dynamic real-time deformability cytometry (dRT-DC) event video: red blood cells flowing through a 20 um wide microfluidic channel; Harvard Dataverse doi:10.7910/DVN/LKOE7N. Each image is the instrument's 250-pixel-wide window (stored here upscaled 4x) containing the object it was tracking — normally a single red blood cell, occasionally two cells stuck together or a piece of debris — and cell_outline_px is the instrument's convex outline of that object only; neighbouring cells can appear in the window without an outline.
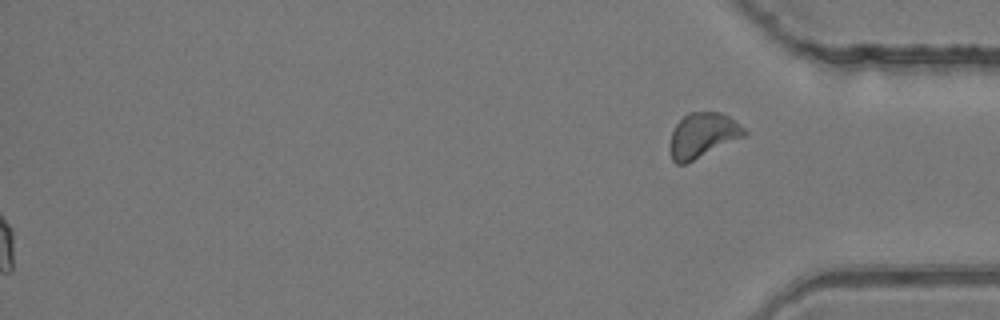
{"species": "common noctule bat (a hibernating species)", "species_latin": "Nyctalus noctula", "temperature_condition": "room temperature", "stored_images_in_passage": 40, "segment_of_instrument_passage": [2, 2], "camera_frame_rate_fps": 3000, "um_per_image_px": 0.085, "animal": {"sex": "female", "body_mass_g": 24.6, "forearm_length_mm": 56.2}, "frame": {"image": 1, "passage_image": 40, "time_ms": 13.0, "image_size_px": [1000, 320], "cell_outline_px": [[748, 132], [744, 136], [684, 164], [676, 164], [672, 160], [668, 148], [672, 132], [676, 124], [688, 112], [720, 112], [736, 120]], "centroid_in_image_um": [59.7, 11.49], "position_along_channel_um": 375.5, "area_um2": 19.31}}